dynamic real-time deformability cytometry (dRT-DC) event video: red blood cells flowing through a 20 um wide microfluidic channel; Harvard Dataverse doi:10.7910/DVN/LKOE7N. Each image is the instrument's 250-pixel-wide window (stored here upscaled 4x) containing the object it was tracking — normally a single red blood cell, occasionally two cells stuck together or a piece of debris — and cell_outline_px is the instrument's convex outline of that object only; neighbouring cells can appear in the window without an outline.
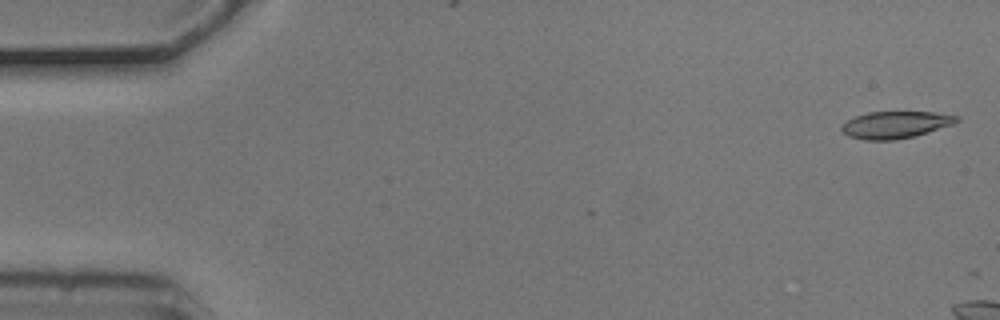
{"species": "common noctule bat (a hibernating species)", "species_latin": "Nyctalus noctula", "temperature_condition": "cold", "stored_images_in_passage": 6, "camera_frame_rate_fps": 3000, "um_per_image_px": 0.085, "animal": {"sex": "male", "body_mass_g": 20.5, "forearm_length_mm": 52.5}, "frame": {"image": 1, "passage_image": 1, "time_ms": 0.0, "image_size_px": [1000, 320], "cell_outline_px": [[960, 120], [956, 124], [912, 136], [896, 140], [864, 140], [848, 136], [840, 128], [840, 124], [856, 116], [868, 112], [932, 112], [960, 116]], "centroid_in_image_um": [76.12, 10.6], "position_along_channel_um": 8.9, "area_um2": 18.15}}